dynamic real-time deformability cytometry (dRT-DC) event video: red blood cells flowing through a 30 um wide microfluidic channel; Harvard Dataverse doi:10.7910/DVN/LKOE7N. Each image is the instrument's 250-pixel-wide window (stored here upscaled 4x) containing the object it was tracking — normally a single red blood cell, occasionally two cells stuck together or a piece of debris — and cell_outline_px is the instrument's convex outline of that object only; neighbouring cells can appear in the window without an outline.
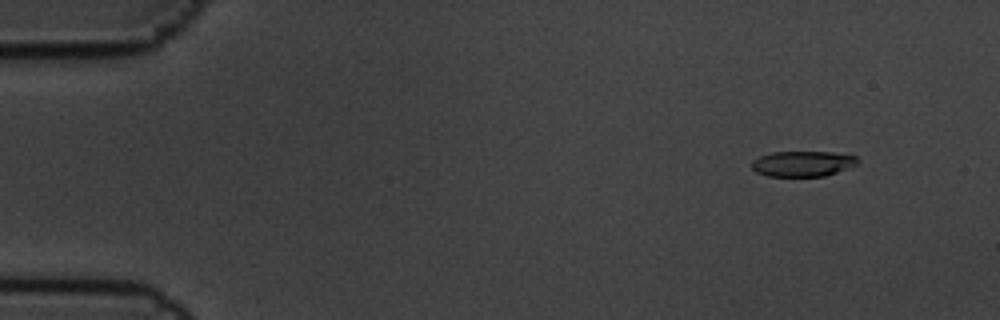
{"species": "common noctule bat (a hibernating species)", "species_latin": "Nyctalus noctula", "temperature_condition": "cold", "stored_images_in_passage": 7, "camera_frame_rate_fps": 3000, "um_per_image_px": 0.085, "animal": {"sex": "male", "body_mass_g": 19.5, "forearm_length_mm": 54.6}, "frame": {"image": 1, "passage_image": 2, "time_ms": 0.333, "image_size_px": [1000, 320], "cell_outline_px": [[860, 160], [856, 164], [836, 172], [824, 176], [768, 176], [756, 172], [752, 168], [752, 160], [760, 156], [772, 152], [832, 152], [856, 156]], "centroid_in_image_um": [68.21, 13.91], "position_along_channel_um": 16.8, "area_um2": 15.61}}
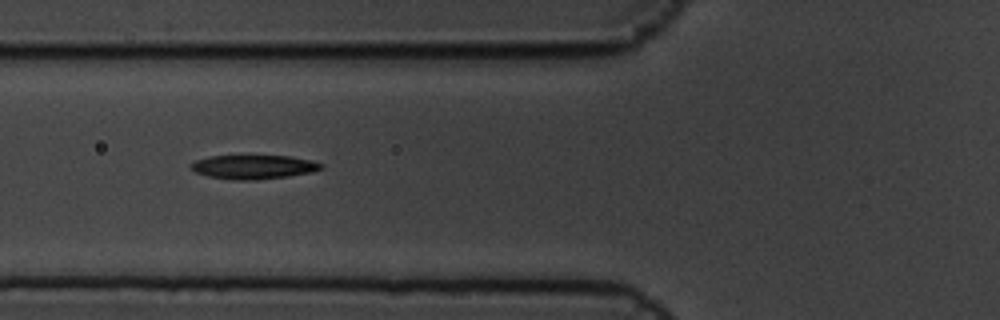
{"frame": {"image": 2, "passage_image": 6, "time_ms": 1.667, "image_size_px": [1000, 320], "cell_outline_px": [[324, 168], [312, 172], [288, 176], [252, 180], [240, 180], [208, 176], [196, 172], [192, 168], [192, 164], [196, 160], [208, 156], [288, 156], [312, 160], [324, 164]], "centroid_in_image_um": [21.61, 14.18], "position_along_channel_um": 104.2, "area_um2": 17.98}}
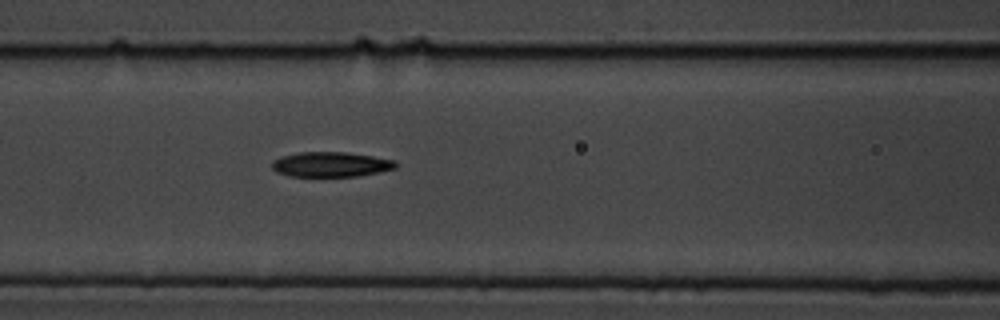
{"frame": {"image": 3, "passage_image": 7, "time_ms": 2.0, "image_size_px": [1000, 320], "cell_outline_px": [[396, 168], [356, 176], [288, 176], [276, 172], [272, 168], [272, 160], [280, 156], [300, 152], [344, 152], [372, 156], [392, 160], [396, 164]], "centroid_in_image_um": [28.04, 13.97], "position_along_channel_um": 138.6, "area_um2": 17.8}}